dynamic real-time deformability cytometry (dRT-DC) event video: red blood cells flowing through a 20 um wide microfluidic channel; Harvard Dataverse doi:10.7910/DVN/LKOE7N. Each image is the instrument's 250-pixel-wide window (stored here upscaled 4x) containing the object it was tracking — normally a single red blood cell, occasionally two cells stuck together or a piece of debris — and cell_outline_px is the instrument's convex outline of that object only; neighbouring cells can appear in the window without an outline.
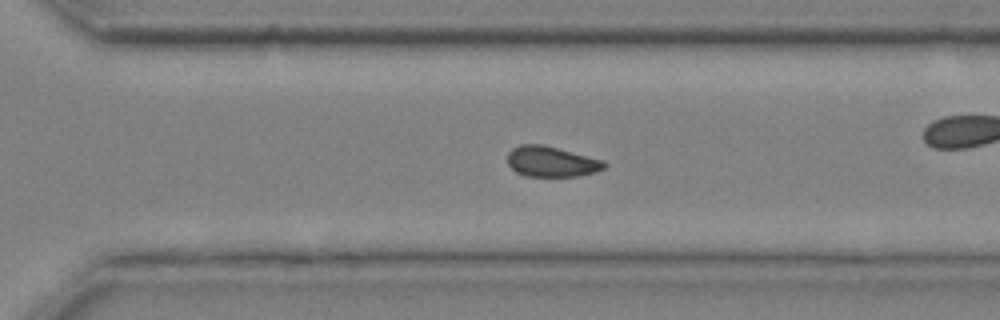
{"species": "common noctule bat (a hibernating species)", "species_latin": "Nyctalus noctula", "temperature_condition": "cold", "stored_images_in_passage": 47, "camera_frame_rate_fps": 3000, "um_per_image_px": 0.085, "animal": {"sex": "male", "body_mass_g": 20.4}, "frame": {"image": 1, "passage_image": 34, "time_ms": 11.0, "image_size_px": [1000, 320], "cell_outline_px": [[608, 164], [604, 168], [596, 172], [576, 176], [524, 176], [516, 172], [508, 164], [508, 152], [512, 148], [520, 144], [544, 144], [604, 160]], "centroid_in_image_um": [46.87, 13.73], "position_along_channel_um": 323.7, "area_um2": 17.34}, "authors_computed_cell_mechanics": {"area_um2": 18.0336, "velocity_mm_per_s": 4.0507, "shape_relaxation_time_tau1_ms": null, "shape_relaxation_time_tau2_ms": 2.0165, "deformation_change_tau1": null, "deformation_change_tau2": 0.0396}}